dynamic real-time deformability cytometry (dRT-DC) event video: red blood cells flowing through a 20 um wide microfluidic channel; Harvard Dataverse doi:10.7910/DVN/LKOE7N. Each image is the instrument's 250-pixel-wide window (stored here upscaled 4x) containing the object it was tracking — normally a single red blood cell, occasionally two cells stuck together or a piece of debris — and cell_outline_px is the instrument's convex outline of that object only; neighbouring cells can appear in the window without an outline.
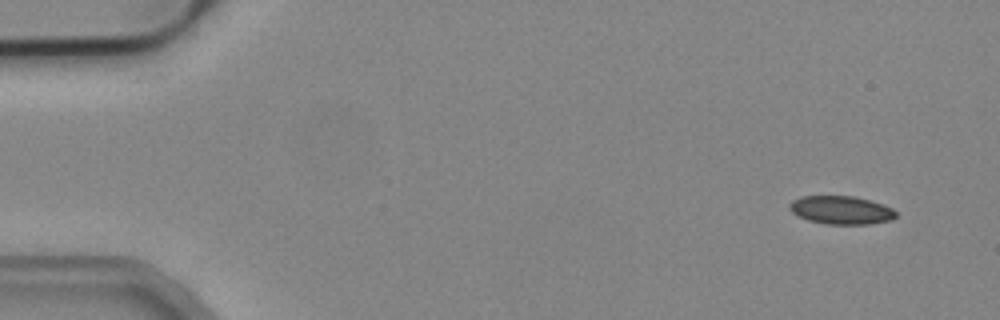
{"species": "common noctule bat (a hibernating species)", "species_latin": "Nyctalus noctula", "temperature_condition": "cold", "stored_images_in_passage": 7, "camera_frame_rate_fps": 3000, "um_per_image_px": 0.085, "animal": {"sex": "male", "body_mass_g": 19.2, "forearm_length_mm": 51.8}, "frame": {"image": 1, "passage_image": 1, "time_ms": 0.0, "image_size_px": [1000, 320], "cell_outline_px": [[896, 216], [892, 220], [868, 224], [828, 224], [808, 220], [792, 212], [788, 208], [788, 204], [792, 200], [800, 196], [852, 196], [868, 200], [892, 208], [896, 212]], "centroid_in_image_um": [71.47, 17.85], "position_along_channel_um": 13.5, "area_um2": 17.4}}
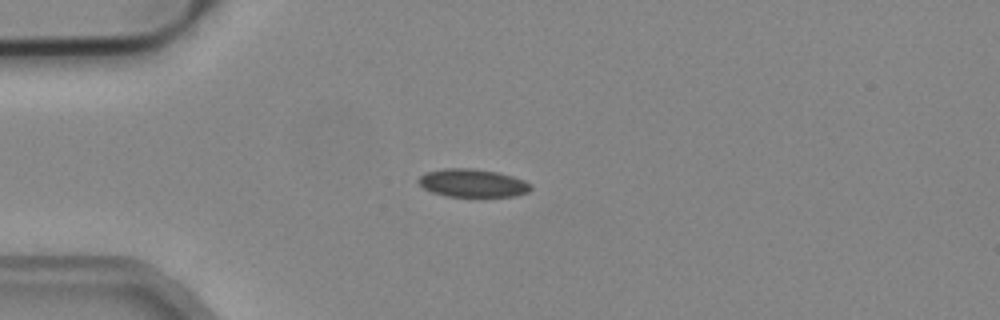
{"frame": {"image": 2, "passage_image": 4, "time_ms": 1.0, "image_size_px": [1000, 320], "cell_outline_px": [[532, 188], [528, 192], [516, 196], [444, 196], [432, 192], [424, 188], [416, 180], [424, 172], [444, 168], [472, 168], [496, 172], [512, 176], [524, 180], [532, 184]], "centroid_in_image_um": [40.16, 15.55], "position_along_channel_um": 44.8, "area_um2": 18.44}}